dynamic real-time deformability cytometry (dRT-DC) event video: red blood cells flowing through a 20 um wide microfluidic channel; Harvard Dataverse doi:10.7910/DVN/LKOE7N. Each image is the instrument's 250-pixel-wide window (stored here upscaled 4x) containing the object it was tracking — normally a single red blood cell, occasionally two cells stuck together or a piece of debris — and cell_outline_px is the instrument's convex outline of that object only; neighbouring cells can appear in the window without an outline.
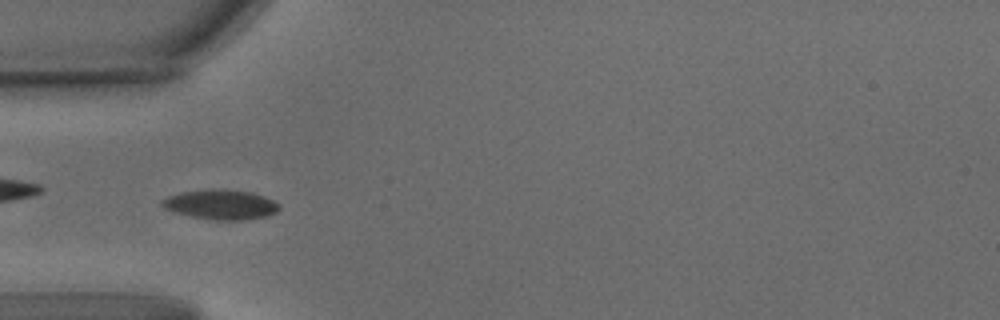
{"species": "common noctule bat (a hibernating species)", "species_latin": "Nyctalus noctula", "temperature_condition": "warm", "stored_images_in_passage": 60, "camera_frame_rate_fps": 3000, "um_per_image_px": 0.085, "animal": {"sex": "male", "body_mass_g": 15.6}, "frame": {"image": 1, "passage_image": 19, "time_ms": 6.0, "image_size_px": [1000, 320], "cell_outline_px": [[280, 208], [276, 212], [264, 216], [244, 220], [212, 220], [192, 216], [176, 212], [164, 208], [160, 204], [160, 200], [168, 196], [180, 192], [212, 188], [224, 188], [252, 192], [264, 196], [280, 204]], "centroid_in_image_um": [18.75, 17.36], "position_along_channel_um": 66.2, "area_um2": 20.52}}
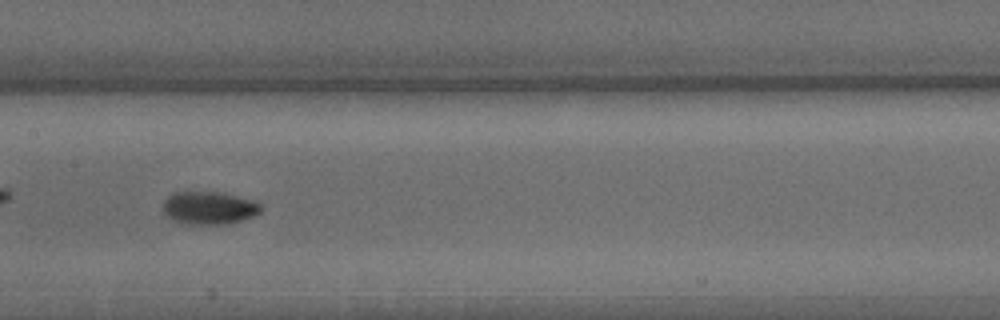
{"frame": {"image": 2, "passage_image": 30, "time_ms": 9.667, "image_size_px": [1000, 320], "cell_outline_px": [[260, 212], [252, 216], [228, 224], [188, 224], [172, 220], [164, 212], [164, 200], [168, 196], [176, 192], [220, 192], [256, 200], [260, 204]], "centroid_in_image_um": [17.78, 17.66], "position_along_channel_um": 189.6, "area_um2": 18.61}}
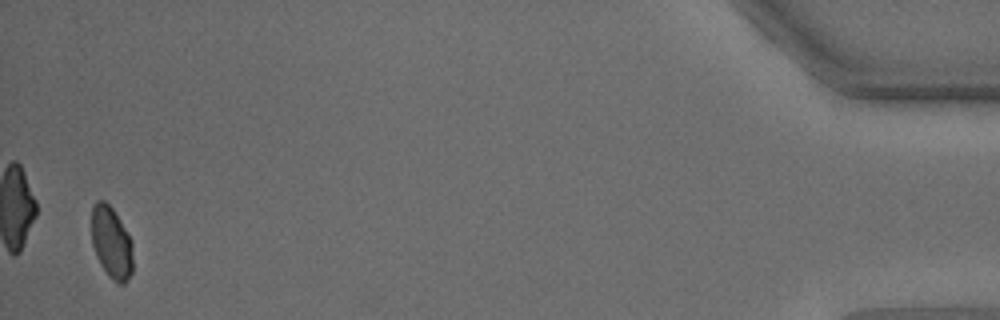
{"frame": {"image": 3, "passage_image": 59, "time_ms": 19.333, "image_size_px": [1000, 320], "cell_outline_px": [[132, 272], [124, 284], [116, 284], [108, 276], [100, 264], [96, 256], [92, 244], [92, 204], [96, 200], [104, 200], [112, 208], [128, 236], [132, 244]], "centroid_in_image_um": [9.45, 20.65], "position_along_channel_um": 425.8, "area_um2": 17.22}, "authors_computed_cell_mechanics": {"area_um2": 17.9758, "velocity_mm_per_s": 3.3555, "shape_relaxation_time_tau1_ms": 4.3081, "shape_relaxation_time_tau2_ms": 1.0889, "deformation_change_tau1": 0.1433, "deformation_change_tau2": 0.0308}}